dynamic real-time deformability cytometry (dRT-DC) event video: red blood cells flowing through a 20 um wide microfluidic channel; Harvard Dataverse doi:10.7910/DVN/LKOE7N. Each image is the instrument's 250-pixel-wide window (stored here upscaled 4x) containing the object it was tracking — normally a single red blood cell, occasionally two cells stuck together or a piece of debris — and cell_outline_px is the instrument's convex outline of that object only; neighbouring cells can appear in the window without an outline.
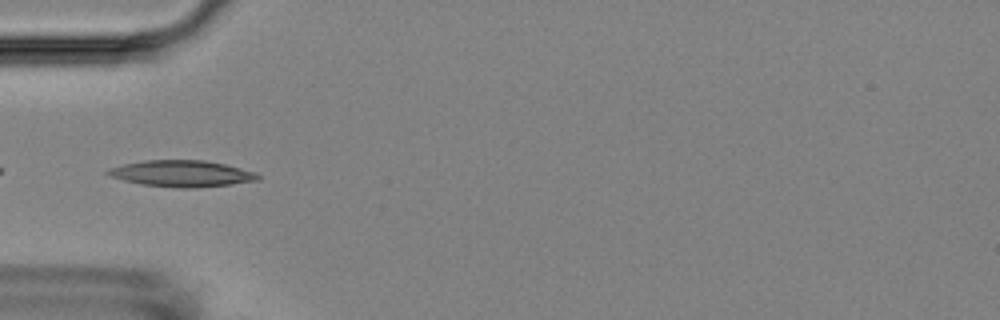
{"species": "Egyptian fruit bat (a non-hibernating species)", "species_latin": "Rousettus aegyptiacus", "temperature_condition": "room temperature", "stored_images_in_passage": 9, "camera_frame_rate_fps": 3000, "um_per_image_px": 0.085, "animal": {"sex": "female"}, "frame": {"image": 1, "passage_image": 3, "time_ms": 2.333, "image_size_px": [1000, 320], "cell_outline_px": [[260, 180], [232, 184], [196, 188], [176, 188], [140, 184], [124, 180], [112, 176], [104, 172], [108, 168], [124, 164], [144, 160], [204, 160], [224, 164], [256, 172], [260, 176]], "centroid_in_image_um": [15.46, 14.76], "position_along_channel_um": 69.5, "area_um2": 23.12}}
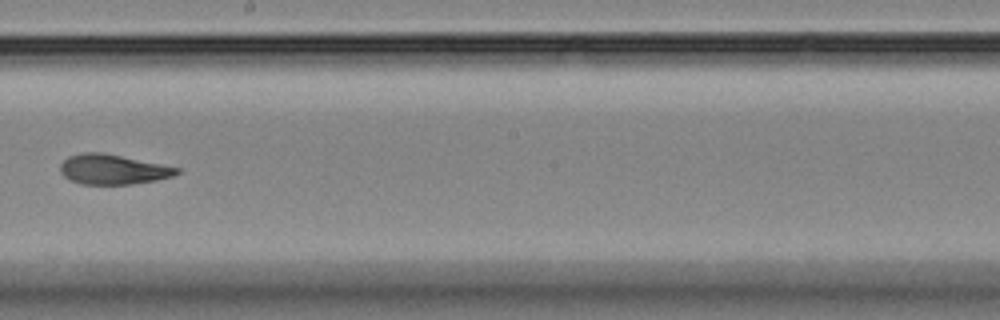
{"frame": {"image": 2, "passage_image": 7, "time_ms": 7.0, "image_size_px": [1000, 320], "cell_outline_px": [[180, 172], [172, 176], [156, 180], [132, 184], [80, 184], [64, 176], [60, 172], [60, 164], [68, 156], [84, 152], [100, 152], [180, 168]], "centroid_in_image_um": [9.56, 14.4], "position_along_channel_um": 238.6, "area_um2": 20.06}}
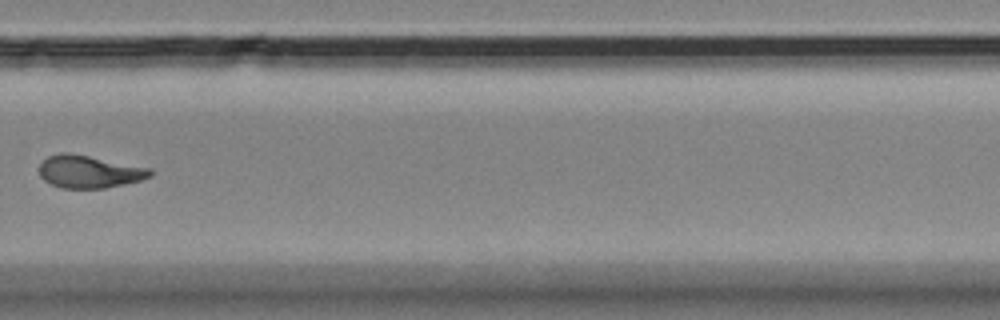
{"frame": {"image": 3, "passage_image": 9, "time_ms": 9.333, "image_size_px": [1000, 320], "cell_outline_px": [[152, 176], [140, 180], [124, 184], [104, 188], [60, 188], [44, 180], [40, 176], [40, 164], [48, 156], [60, 152], [68, 152], [152, 168]], "centroid_in_image_um": [7.59, 14.59], "position_along_channel_um": 322.2, "area_um2": 21.04}}